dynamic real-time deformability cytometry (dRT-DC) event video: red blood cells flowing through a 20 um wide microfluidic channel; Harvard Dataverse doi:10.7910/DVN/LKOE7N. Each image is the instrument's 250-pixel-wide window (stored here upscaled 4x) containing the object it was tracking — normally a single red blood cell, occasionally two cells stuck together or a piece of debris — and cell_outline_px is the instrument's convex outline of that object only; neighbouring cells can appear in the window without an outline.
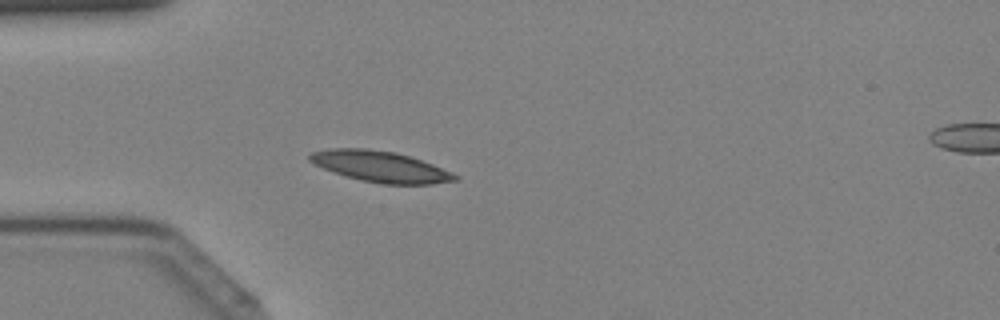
{"species": "Egyptian fruit bat (a non-hibernating species)", "species_latin": "Rousettus aegyptiacus", "temperature_condition": "cold", "stored_images_in_passage": 35, "camera_frame_rate_fps": 3000, "um_per_image_px": 0.085, "animal": {"sex": "female"}, "frame": {"image": 1, "passage_image": 8, "time_ms": 2.333, "image_size_px": [1000, 320], "cell_outline_px": [[460, 180], [432, 184], [380, 184], [360, 180], [344, 176], [324, 168], [308, 160], [308, 156], [312, 152], [328, 148], [368, 148], [396, 152], [432, 164], [452, 172], [460, 176]], "centroid_in_image_um": [32.35, 14.16], "position_along_channel_um": 52.7, "area_um2": 26.3}}
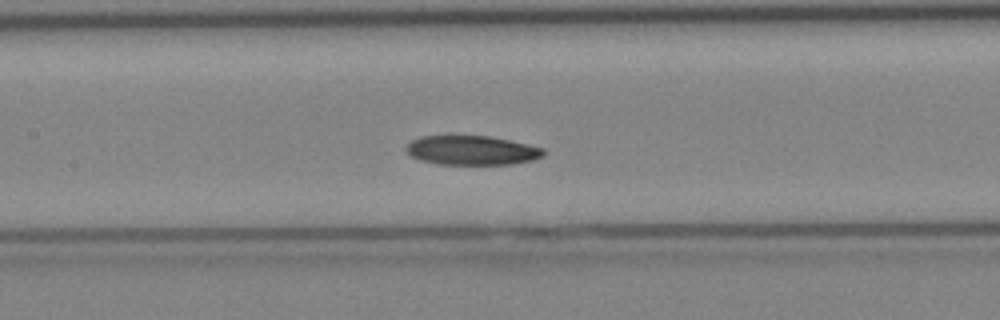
{"frame": {"image": 2, "passage_image": 16, "time_ms": 5.0, "image_size_px": [1000, 320], "cell_outline_px": [[544, 152], [540, 156], [532, 160], [512, 164], [440, 164], [420, 160], [412, 156], [404, 148], [412, 140], [420, 136], [488, 136], [528, 144], [544, 148]], "centroid_in_image_um": [40.08, 12.77], "position_along_channel_um": 167.3, "area_um2": 23.18}}
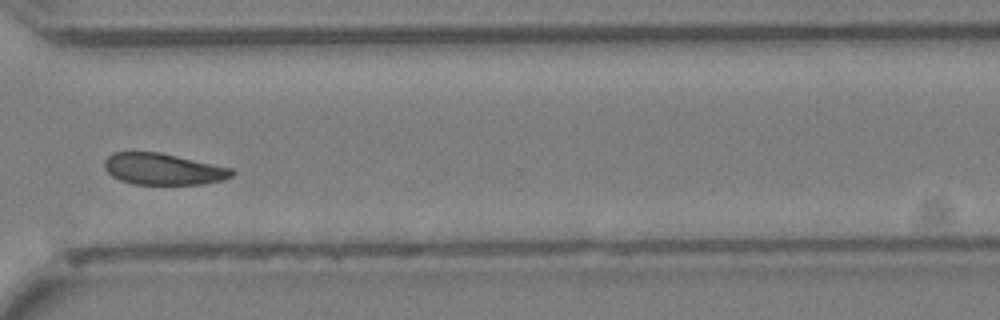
{"frame": {"image": 3, "passage_image": 28, "time_ms": 9.0, "image_size_px": [1000, 320], "cell_outline_px": [[236, 172], [232, 176], [224, 180], [200, 184], [132, 184], [120, 180], [112, 176], [104, 168], [104, 160], [112, 152], [160, 152], [232, 168]], "centroid_in_image_um": [13.86, 14.37], "position_along_channel_um": 356.7, "area_um2": 23.41}}